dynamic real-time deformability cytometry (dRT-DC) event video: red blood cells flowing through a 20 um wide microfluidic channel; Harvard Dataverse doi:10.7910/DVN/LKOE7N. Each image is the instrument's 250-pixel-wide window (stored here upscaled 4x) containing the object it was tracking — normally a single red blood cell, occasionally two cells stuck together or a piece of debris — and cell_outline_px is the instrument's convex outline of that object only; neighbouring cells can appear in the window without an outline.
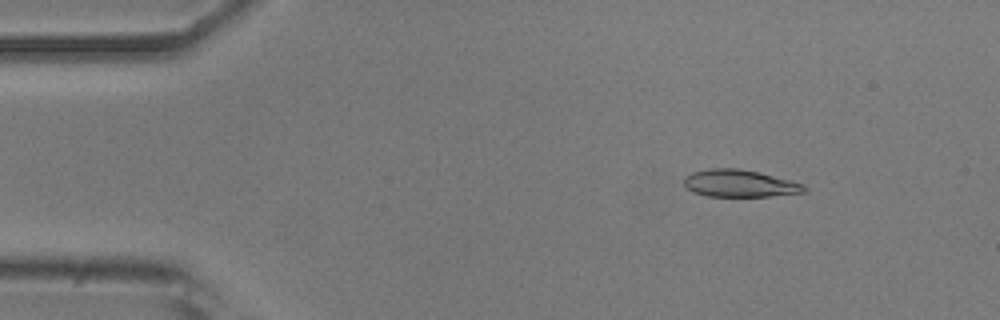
{"species": "common noctule bat (a hibernating species)", "species_latin": "Nyctalus noctula", "temperature_condition": "room temperature", "stored_images_in_passage": 53, "camera_frame_rate_fps": 3000, "um_per_image_px": 0.085, "animal": {"sex": "male", "body_mass_g": 20.5, "forearm_length_mm": 52.5}, "frame": {"image": 1, "passage_image": 7, "time_ms": 2.0, "image_size_px": [1000, 320], "cell_outline_px": [[808, 188], [804, 192], [768, 196], [708, 196], [692, 192], [684, 184], [684, 176], [692, 172], [708, 168], [740, 168], [760, 172], [804, 184]], "centroid_in_image_um": [62.85, 15.58], "position_along_channel_um": 22.2, "area_um2": 19.13}}
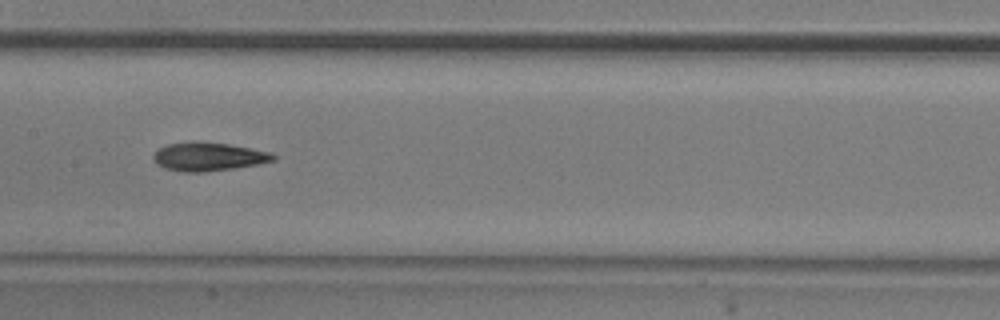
{"frame": {"image": 2, "passage_image": 26, "time_ms": 8.333, "image_size_px": [1000, 320], "cell_outline_px": [[276, 160], [256, 164], [232, 168], [204, 172], [184, 172], [164, 168], [156, 164], [152, 156], [160, 148], [168, 144], [192, 140], [196, 140], [228, 144], [272, 152], [276, 156]], "centroid_in_image_um": [17.7, 13.3], "position_along_channel_um": 189.7, "area_um2": 20.0}}
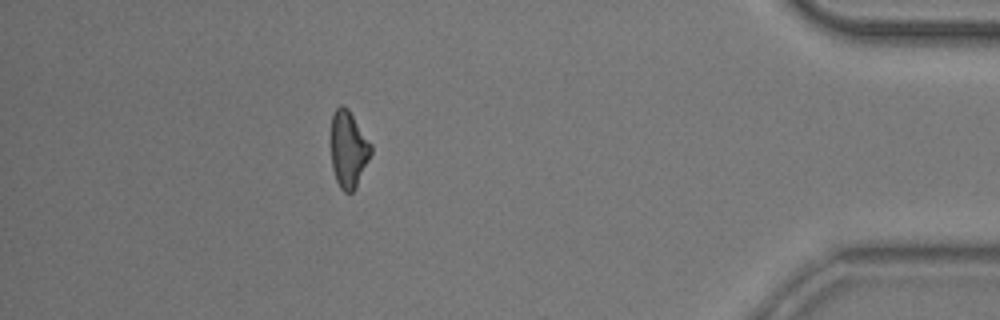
{"frame": {"image": 3, "passage_image": 47, "time_ms": 15.333, "image_size_px": [1000, 320], "cell_outline_px": [[372, 152], [356, 188], [352, 192], [344, 192], [340, 188], [336, 180], [332, 168], [332, 116], [336, 108], [340, 104], [344, 104], [348, 108], [372, 144]], "centroid_in_image_um": [29.63, 12.68], "position_along_channel_um": 405.6, "area_um2": 17.86}, "authors_computed_cell_mechanics": {"area_um2": 19.074, "velocity_mm_per_s": 3.7856, "shape_relaxation_time_tau1_ms": 5.224, "shape_relaxation_time_tau2_ms": 4.8654, "deformation_change_tau1": 0.1388, "deformation_change_tau2": 0.133}}